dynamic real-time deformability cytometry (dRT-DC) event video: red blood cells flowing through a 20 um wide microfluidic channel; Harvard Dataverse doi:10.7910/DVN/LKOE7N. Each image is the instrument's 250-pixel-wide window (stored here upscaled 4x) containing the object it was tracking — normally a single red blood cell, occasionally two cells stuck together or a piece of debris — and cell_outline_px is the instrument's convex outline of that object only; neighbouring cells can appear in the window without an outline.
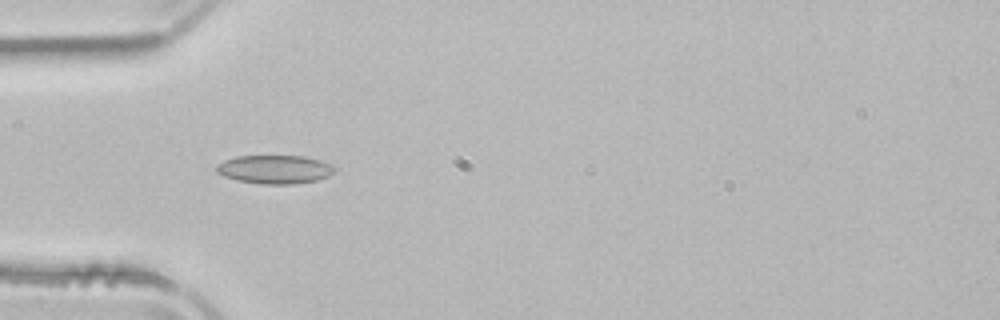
{"species": "common noctule bat (a hibernating species)", "species_latin": "Nyctalus noctula", "temperature_condition": "room temperature", "stored_images_in_passage": 3, "camera_frame_rate_fps": 3000, "um_per_image_px": 0.085, "animal": {"sex": "male", "body_mass_g": 21.5, "forearm_length_mm": 52.0}, "frame": {"image": 1, "passage_image": 3, "time_ms": 0.667, "image_size_px": [1000, 320], "cell_outline_px": [[336, 168], [328, 176], [316, 180], [296, 184], [260, 184], [236, 180], [224, 176], [216, 172], [216, 164], [224, 160], [236, 156], [304, 156], [320, 160], [332, 164]], "centroid_in_image_um": [23.33, 14.39], "position_along_channel_um": 61.7, "area_um2": 19.77}}